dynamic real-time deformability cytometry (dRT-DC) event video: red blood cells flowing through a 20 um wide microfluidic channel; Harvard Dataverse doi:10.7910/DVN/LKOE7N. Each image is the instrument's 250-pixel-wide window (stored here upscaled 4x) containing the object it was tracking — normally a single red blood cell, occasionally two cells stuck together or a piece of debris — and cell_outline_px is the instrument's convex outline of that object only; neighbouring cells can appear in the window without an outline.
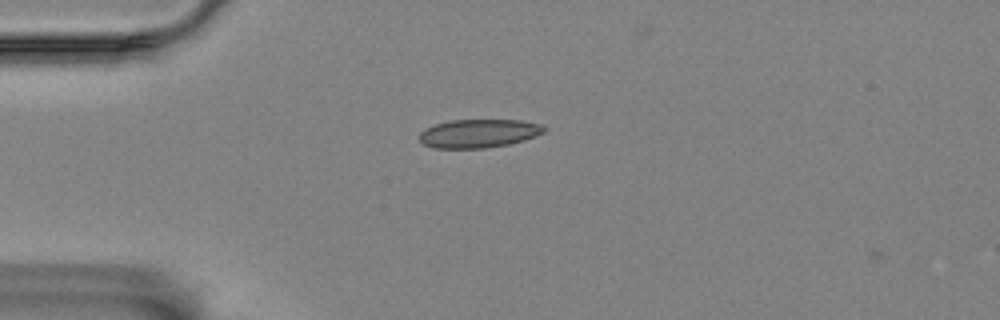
{"species": "Egyptian fruit bat (a non-hibernating species)", "species_latin": "Rousettus aegyptiacus", "temperature_condition": "room temperature", "stored_images_in_passage": 3, "camera_frame_rate_fps": 3000, "um_per_image_px": 0.085, "animal": {"sex": "female"}, "frame": {"image": 1, "passage_image": 2, "time_ms": 0.333, "image_size_px": [1000, 320], "cell_outline_px": [[544, 132], [536, 136], [524, 140], [508, 144], [484, 148], [436, 148], [424, 144], [420, 140], [420, 132], [424, 128], [436, 124], [452, 120], [520, 120], [540, 124], [544, 128]], "centroid_in_image_um": [40.68, 11.34], "position_along_channel_um": 44.3, "area_um2": 20.52}}